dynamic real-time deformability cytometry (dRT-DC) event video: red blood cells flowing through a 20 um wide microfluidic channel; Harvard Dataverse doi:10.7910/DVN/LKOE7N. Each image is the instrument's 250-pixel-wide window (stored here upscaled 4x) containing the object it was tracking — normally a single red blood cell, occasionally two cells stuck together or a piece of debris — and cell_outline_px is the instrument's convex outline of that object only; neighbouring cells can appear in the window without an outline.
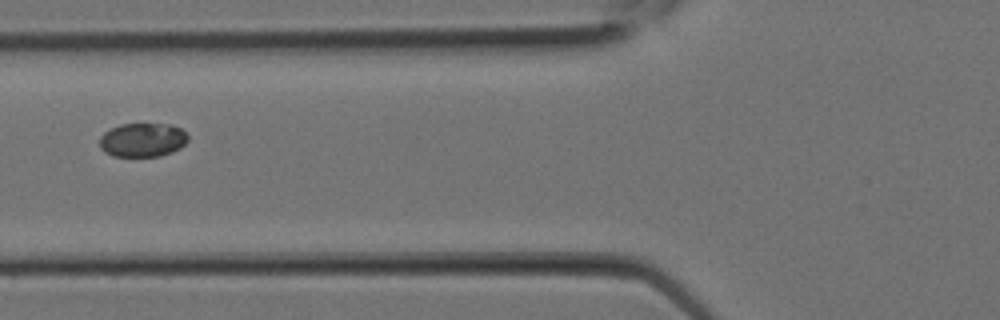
{"species": "Egyptian fruit bat (a non-hibernating species)", "species_latin": "Rousettus aegyptiacus", "temperature_condition": "room temperature", "stored_images_in_passage": 5, "camera_frame_rate_fps": 3000, "um_per_image_px": 0.085, "animal": {"sex": "female"}, "frame": {"image": 1, "passage_image": 5, "time_ms": 1.333, "image_size_px": [1000, 320], "cell_outline_px": [[188, 140], [180, 148], [172, 152], [160, 156], [112, 156], [104, 152], [100, 148], [100, 136], [104, 132], [120, 124], [168, 124], [180, 128], [188, 136]], "centroid_in_image_um": [12.1, 11.9], "position_along_channel_um": 113.7, "area_um2": 17.46}}